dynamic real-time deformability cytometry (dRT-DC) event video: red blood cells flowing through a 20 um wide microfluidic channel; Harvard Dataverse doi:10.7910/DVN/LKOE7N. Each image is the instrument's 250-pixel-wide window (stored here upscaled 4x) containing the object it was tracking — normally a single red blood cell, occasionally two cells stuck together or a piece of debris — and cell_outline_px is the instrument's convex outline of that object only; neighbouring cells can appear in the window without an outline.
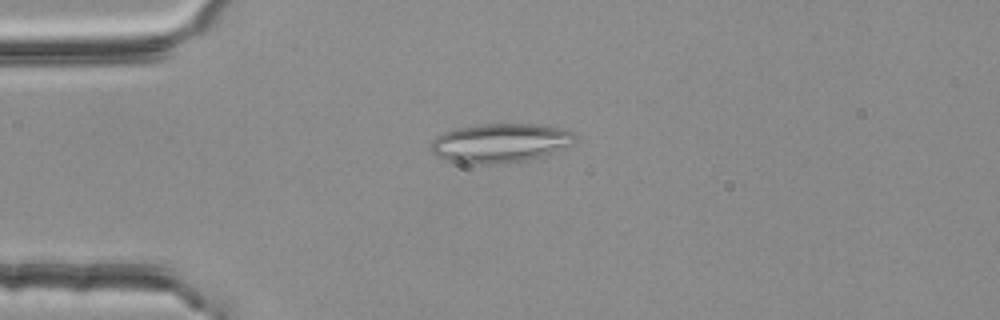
{"species": "common noctule bat (a hibernating species)", "species_latin": "Nyctalus noctula", "temperature_condition": "room temperature", "stored_images_in_passage": 4, "camera_frame_rate_fps": 3000, "um_per_image_px": 0.085, "animal": {"sex": "female", "body_mass_g": 25.1}, "frame": {"image": 1, "passage_image": 3, "time_ms": 0.667, "image_size_px": [1000, 320], "cell_outline_px": [[576, 136], [572, 144], [540, 156], [528, 160], [496, 164], [472, 164], [444, 160], [436, 156], [432, 152], [432, 140], [436, 136], [444, 132], [456, 128], [480, 124], [532, 124], [564, 128], [572, 132]], "centroid_in_image_um": [42.47, 12.15], "position_along_channel_um": 42.5, "area_um2": 32.71}}